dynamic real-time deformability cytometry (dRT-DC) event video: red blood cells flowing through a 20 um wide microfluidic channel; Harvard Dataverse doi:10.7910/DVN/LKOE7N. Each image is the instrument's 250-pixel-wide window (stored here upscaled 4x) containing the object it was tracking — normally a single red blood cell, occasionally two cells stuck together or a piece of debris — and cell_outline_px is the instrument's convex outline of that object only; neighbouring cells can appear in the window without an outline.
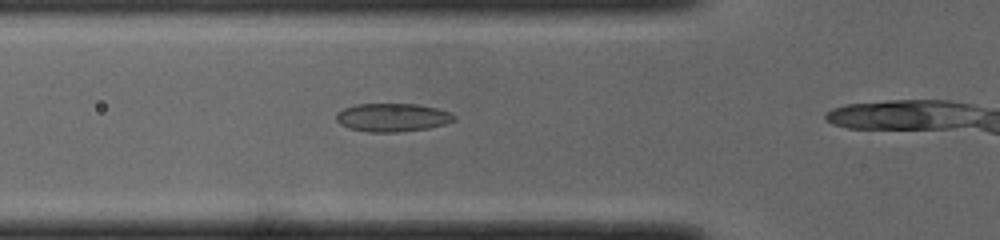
{"species": "common noctule bat (a hibernating species)", "species_latin": "Nyctalus noctula", "temperature_condition": "cold", "stored_images_in_passage": 10, "camera_frame_rate_fps": 3000, "um_per_image_px": 0.085, "animal": {"sex": "male", "body_mass_g": 19.0, "forearm_length_mm": 50.8}, "frame": {"image": 1, "passage_image": 6, "time_ms": 1.667, "image_size_px": [1000, 240], "cell_outline_px": [[456, 120], [444, 124], [428, 128], [396, 132], [372, 132], [348, 128], [340, 124], [336, 120], [336, 112], [344, 108], [356, 104], [416, 104], [436, 108], [448, 112], [456, 116]], "centroid_in_image_um": [33.33, 9.98], "position_along_channel_um": 92.5, "area_um2": 19.36}}
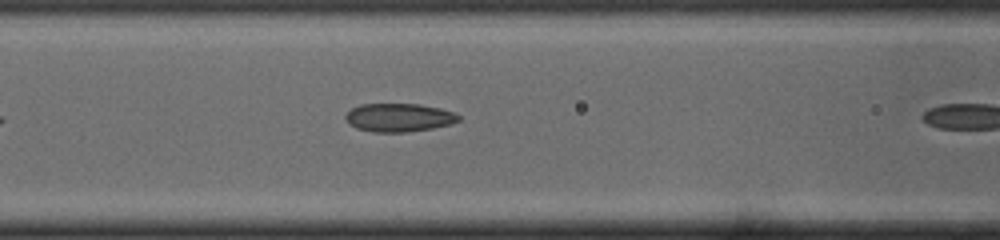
{"frame": {"image": 2, "passage_image": 9, "time_ms": 2.667, "image_size_px": [1000, 240], "cell_outline_px": [[460, 120], [448, 124], [432, 128], [404, 132], [372, 132], [356, 128], [344, 116], [352, 108], [360, 104], [420, 104], [440, 108], [452, 112], [460, 116]], "centroid_in_image_um": [33.9, 9.98], "position_along_channel_um": 132.7, "area_um2": 18.44}}